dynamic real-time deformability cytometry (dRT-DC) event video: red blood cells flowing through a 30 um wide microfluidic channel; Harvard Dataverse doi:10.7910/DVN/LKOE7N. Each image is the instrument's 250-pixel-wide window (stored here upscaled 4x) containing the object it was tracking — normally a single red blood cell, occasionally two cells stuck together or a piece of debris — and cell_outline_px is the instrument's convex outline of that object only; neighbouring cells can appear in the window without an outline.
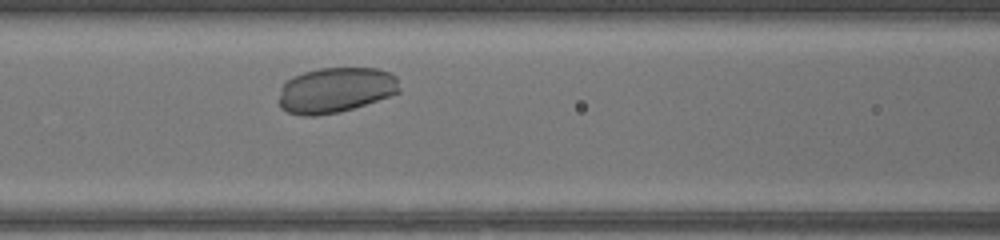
{"species": "common noctule bat (a hibernating species)", "species_latin": "Nyctalus noctula", "temperature_condition": "warm", "stored_images_in_passage": 28, "camera_frame_rate_fps": 3000, "um_per_image_px": 0.085, "animal": {"sex": "female", "body_mass_g": 17.0, "forearm_length_mm": 48.0}, "frame": {"image": 1, "passage_image": 9, "time_ms": 2.667, "image_size_px": [1000, 240], "cell_outline_px": [[400, 92], [340, 112], [316, 116], [304, 116], [288, 112], [280, 108], [280, 88], [292, 76], [304, 72], [320, 68], [380, 68], [396, 76], [400, 88]], "centroid_in_image_um": [28.52, 7.65], "position_along_channel_um": 138.1, "area_um2": 31.79}}
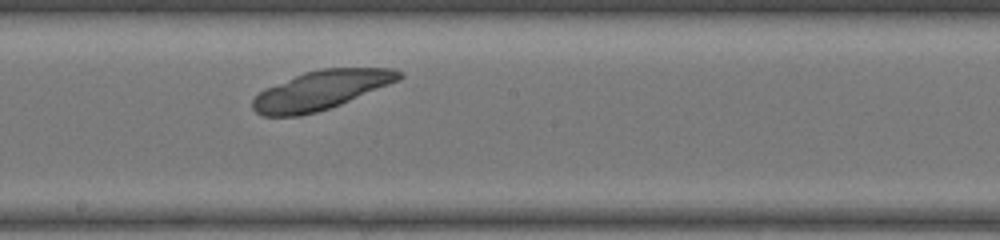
{"frame": {"image": 2, "passage_image": 15, "time_ms": 4.667, "image_size_px": [1000, 240], "cell_outline_px": [[404, 76], [400, 80], [340, 104], [316, 112], [300, 116], [264, 116], [256, 112], [252, 108], [252, 100], [264, 88], [304, 72], [320, 68], [392, 68], [404, 72]], "centroid_in_image_um": [27.29, 7.65], "position_along_channel_um": 220.9, "area_um2": 33.18}}
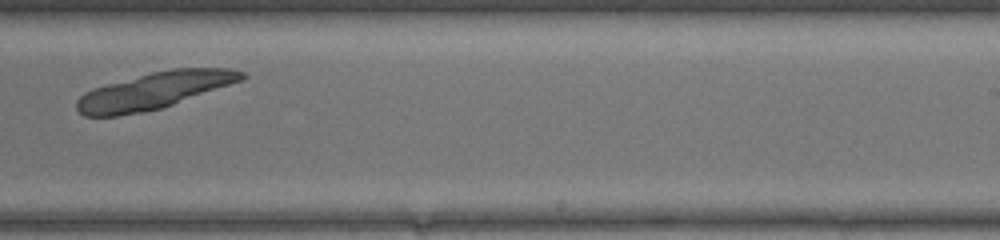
{"frame": {"image": 3, "passage_image": 19, "time_ms": 6.0, "image_size_px": [1000, 240], "cell_outline_px": [[248, 76], [244, 80], [160, 108], [144, 112], [116, 116], [84, 116], [76, 108], [76, 100], [84, 92], [92, 88], [152, 72], [172, 68], [228, 68], [244, 72]], "centroid_in_image_um": [13.12, 7.7], "position_along_channel_um": 275.9, "area_um2": 35.08}}